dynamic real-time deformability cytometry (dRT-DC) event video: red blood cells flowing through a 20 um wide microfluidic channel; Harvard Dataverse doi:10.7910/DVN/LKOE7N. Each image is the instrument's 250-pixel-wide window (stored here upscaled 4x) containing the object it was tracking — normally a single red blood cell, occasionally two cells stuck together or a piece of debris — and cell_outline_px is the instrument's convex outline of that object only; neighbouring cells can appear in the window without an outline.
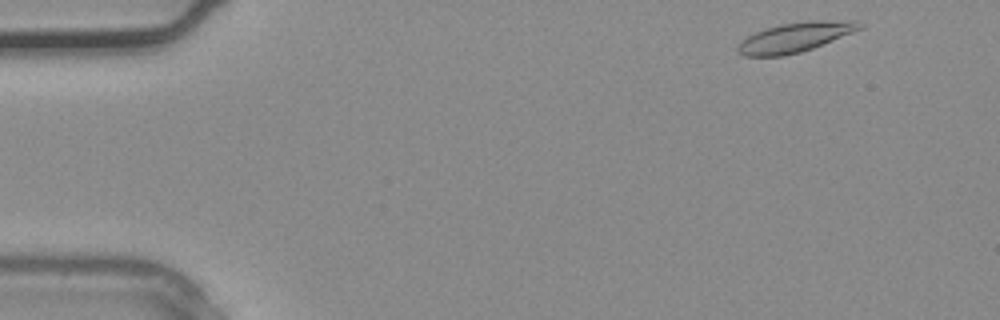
{"species": "common noctule bat (a hibernating species)", "species_latin": "Nyctalus noctula", "temperature_condition": "warm", "stored_images_in_passage": 3, "camera_frame_rate_fps": 3000, "um_per_image_px": 0.085, "animal": {"sex": "male", "body_mass_g": 20.4}, "frame": {"image": 1, "passage_image": 1, "time_ms": 0.0, "image_size_px": [1000, 320], "cell_outline_px": [[864, 24], [860, 28], [852, 32], [812, 48], [800, 52], [784, 56], [744, 56], [736, 52], [736, 48], [748, 36], [764, 28], [780, 24], [808, 20], [856, 20]], "centroid_in_image_um": [67.57, 3.15], "position_along_channel_um": 17.4, "area_um2": 20.92}}
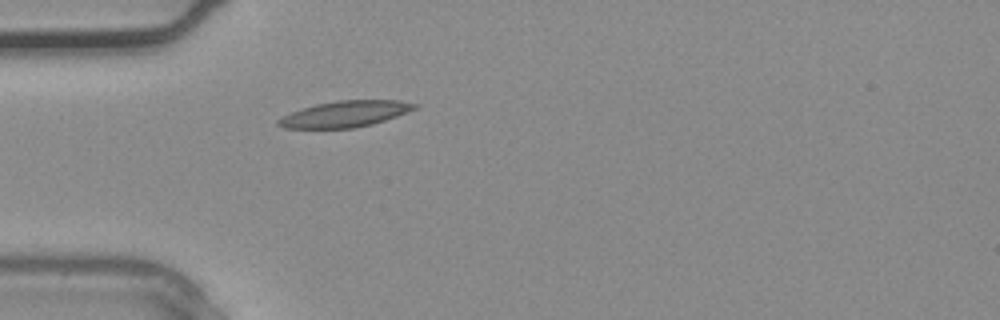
{"frame": {"image": 2, "passage_image": 3, "time_ms": 0.667, "image_size_px": [1000, 320], "cell_outline_px": [[420, 104], [416, 108], [408, 112], [372, 124], [356, 128], [284, 128], [276, 124], [276, 120], [280, 116], [316, 104], [336, 100], [400, 100]], "centroid_in_image_um": [29.33, 9.68], "position_along_channel_um": 55.7, "area_um2": 20.81}}